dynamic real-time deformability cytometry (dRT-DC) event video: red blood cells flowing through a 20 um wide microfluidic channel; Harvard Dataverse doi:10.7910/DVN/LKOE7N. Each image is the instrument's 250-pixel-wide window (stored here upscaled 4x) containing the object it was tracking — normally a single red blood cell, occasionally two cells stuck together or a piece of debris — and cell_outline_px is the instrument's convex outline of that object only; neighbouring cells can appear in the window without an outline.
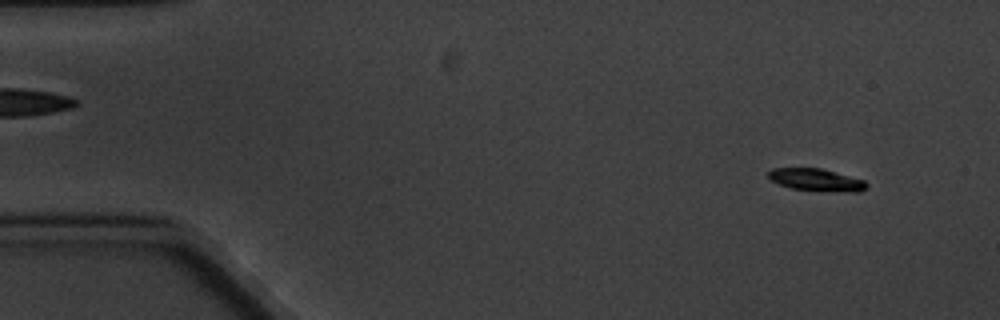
{"species": "common noctule bat (a hibernating species)", "species_latin": "Nyctalus noctula", "temperature_condition": "cold", "stored_images_in_passage": 5, "camera_frame_rate_fps": 3000, "um_per_image_px": 0.085, "animal": {"sex": "male", "body_mass_g": 20.1, "forearm_length_mm": 53.5}, "frame": {"image": 1, "passage_image": 1, "time_ms": 0.0, "image_size_px": [1000, 320], "cell_outline_px": [[868, 184], [860, 192], [848, 192], [792, 188], [780, 184], [772, 180], [768, 176], [768, 172], [772, 168], [820, 168], [864, 180]], "centroid_in_image_um": [69.39, 15.28], "position_along_channel_um": 15.6, "area_um2": 12.43}}
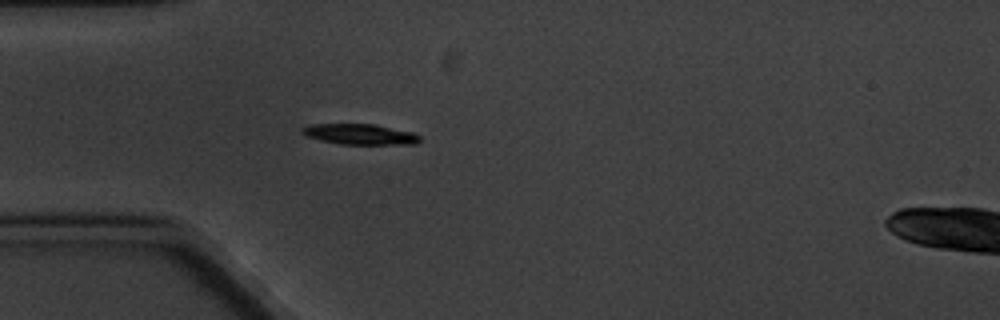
{"frame": {"image": 2, "passage_image": 4, "time_ms": 4.0, "image_size_px": [1000, 320], "cell_outline_px": [[420, 140], [416, 144], [340, 144], [320, 140], [304, 136], [300, 132], [300, 128], [308, 124], [376, 124], [412, 132], [420, 136]], "centroid_in_image_um": [30.54, 11.4], "position_along_channel_um": 54.5, "area_um2": 14.28}}